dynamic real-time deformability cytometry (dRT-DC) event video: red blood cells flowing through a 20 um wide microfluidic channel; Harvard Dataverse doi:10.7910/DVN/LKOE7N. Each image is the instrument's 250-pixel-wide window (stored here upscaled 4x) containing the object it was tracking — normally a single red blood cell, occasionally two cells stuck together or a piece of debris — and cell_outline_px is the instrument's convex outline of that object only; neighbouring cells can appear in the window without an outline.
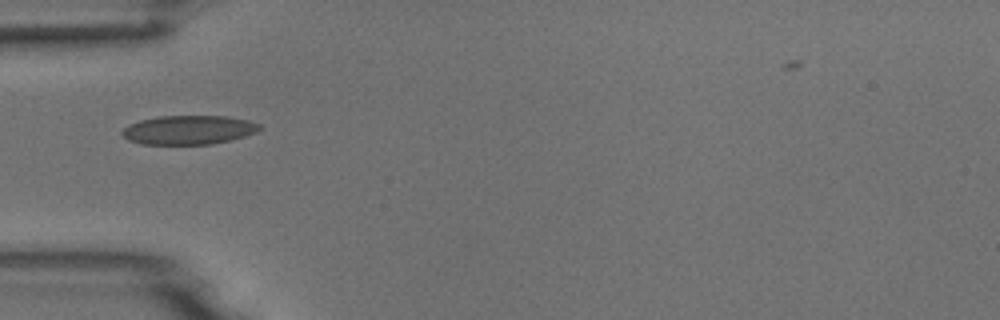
{"species": "common noctule bat (a hibernating species)", "species_latin": "Nyctalus noctula", "temperature_condition": "room temperature", "stored_images_in_passage": 9, "camera_frame_rate_fps": 3000, "um_per_image_px": 0.085, "animal": {"sex": "male", "body_mass_g": 18.8}, "frame": {"image": 1, "passage_image": 6, "time_ms": 5.667, "image_size_px": [1000, 320], "cell_outline_px": [[260, 128], [256, 132], [244, 136], [212, 144], [140, 144], [128, 140], [120, 132], [128, 124], [140, 120], [156, 116], [224, 116], [248, 120], [260, 124]], "centroid_in_image_um": [15.99, 11.04], "position_along_channel_um": 69.0, "area_um2": 23.18}}